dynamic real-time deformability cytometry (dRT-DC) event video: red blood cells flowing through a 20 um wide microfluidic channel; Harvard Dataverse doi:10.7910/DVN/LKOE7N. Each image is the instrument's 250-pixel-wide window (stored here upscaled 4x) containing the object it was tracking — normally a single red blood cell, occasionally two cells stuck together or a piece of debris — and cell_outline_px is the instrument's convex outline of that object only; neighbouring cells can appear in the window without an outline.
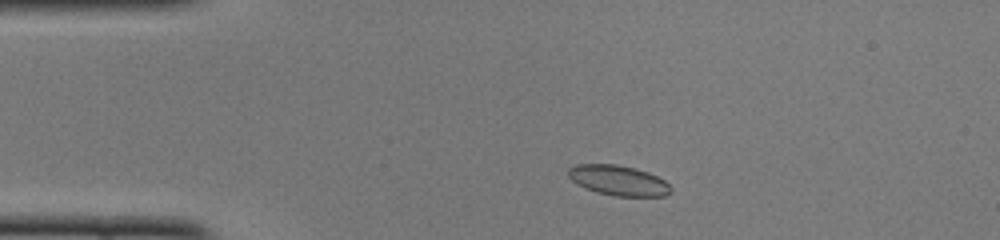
{"species": "common noctule bat (a hibernating species)", "species_latin": "Nyctalus noctula", "temperature_condition": "cold", "stored_images_in_passage": 45, "camera_frame_rate_fps": 3000, "um_per_image_px": 0.085, "animal": {"sex": "female", "body_mass_g": 22.0, "forearm_length_mm": 56.7}, "frame": {"image": 1, "passage_image": 5, "time_ms": 1.333, "image_size_px": [1000, 240], "cell_outline_px": [[672, 192], [664, 196], [616, 196], [596, 192], [584, 188], [576, 184], [568, 176], [568, 168], [576, 164], [616, 164], [636, 168], [648, 172], [664, 180], [672, 188]], "centroid_in_image_um": [52.55, 15.33], "position_along_channel_um": 32.5, "area_um2": 18.15}}
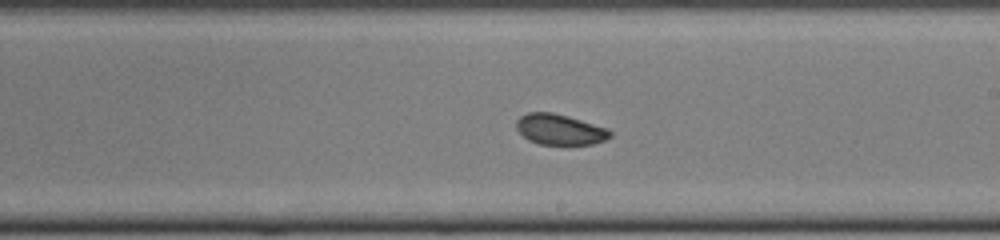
{"frame": {"image": 2, "passage_image": 24, "time_ms": 7.667, "image_size_px": [1000, 240], "cell_outline_px": [[612, 136], [604, 140], [592, 144], [540, 144], [528, 140], [516, 128], [516, 120], [520, 116], [528, 112], [552, 112], [568, 116], [608, 128], [612, 132]], "centroid_in_image_um": [47.58, 10.99], "position_along_channel_um": 241.4, "area_um2": 16.7}}
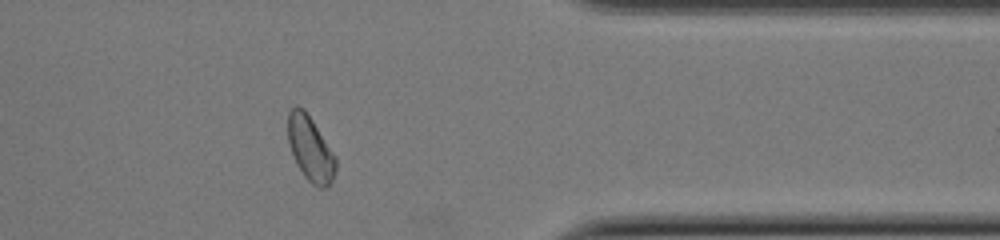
{"frame": {"image": 3, "passage_image": 36, "time_ms": 11.667, "image_size_px": [1000, 240], "cell_outline_px": [[336, 172], [332, 180], [324, 188], [316, 188], [304, 176], [296, 164], [288, 144], [288, 112], [296, 104], [304, 108], [336, 156]], "centroid_in_image_um": [26.37, 12.64], "position_along_channel_um": 385.0, "area_um2": 18.21}, "authors_computed_cell_mechanics": {"area_um2": 17.7446, "velocity_mm_per_s": 3.9657, "shape_relaxation_time_tau1_ms": 5.2789, "shape_relaxation_time_tau2_ms": 3.9446, "deformation_change_tau1": 0.0882, "deformation_change_tau2": 0.064}}